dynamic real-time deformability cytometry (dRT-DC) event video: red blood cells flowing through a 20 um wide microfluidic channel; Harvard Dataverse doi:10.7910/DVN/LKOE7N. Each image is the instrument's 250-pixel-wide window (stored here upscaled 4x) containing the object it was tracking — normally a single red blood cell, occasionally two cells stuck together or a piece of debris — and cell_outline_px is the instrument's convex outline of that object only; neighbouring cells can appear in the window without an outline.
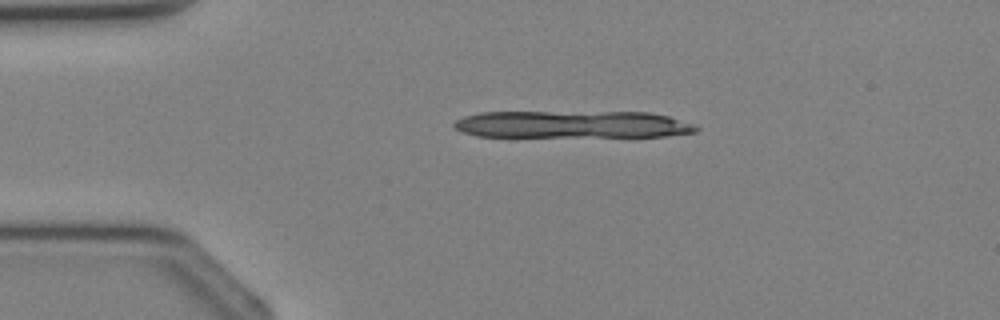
{"species": "Egyptian fruit bat (a non-hibernating species)", "species_latin": "Rousettus aegyptiacus", "temperature_condition": "cold", "stored_images_in_passage": 2, "camera_frame_rate_fps": 3000, "um_per_image_px": 0.085, "animal": {"sex": "female"}, "frame": {"image": 1, "passage_image": 1, "time_ms": 0.0, "image_size_px": [1000, 320], "cell_outline_px": [[700, 128], [696, 132], [664, 136], [476, 136], [464, 132], [456, 128], [452, 124], [456, 120], [464, 116], [480, 112], [648, 112], [668, 116], [692, 124]], "centroid_in_image_um": [48.64, 10.57], "position_along_channel_um": 36.4, "area_um2": 38.21}}